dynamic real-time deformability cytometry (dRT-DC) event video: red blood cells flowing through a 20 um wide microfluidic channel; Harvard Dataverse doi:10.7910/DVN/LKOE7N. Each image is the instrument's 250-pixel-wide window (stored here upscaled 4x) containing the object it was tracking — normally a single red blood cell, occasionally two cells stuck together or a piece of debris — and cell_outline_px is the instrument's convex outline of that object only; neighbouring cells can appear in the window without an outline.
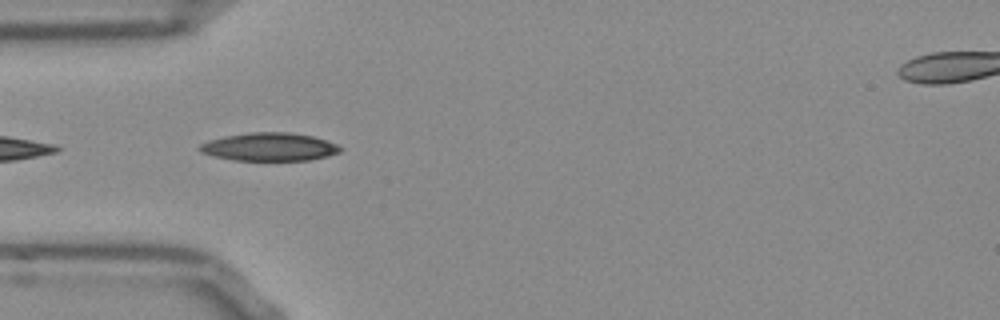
{"species": "Egyptian fruit bat (a non-hibernating species)", "species_latin": "Rousettus aegyptiacus", "temperature_condition": "room temperature", "stored_images_in_passage": 5, "camera_frame_rate_fps": 3000, "um_per_image_px": 0.085, "frame": {"image": 1, "passage_image": 2, "time_ms": 0.333, "image_size_px": [1000, 320], "cell_outline_px": [[340, 152], [328, 156], [308, 160], [232, 160], [212, 156], [200, 152], [196, 148], [200, 144], [208, 140], [224, 136], [252, 132], [288, 132], [312, 136], [336, 144], [340, 148]], "centroid_in_image_um": [22.82, 12.48], "position_along_channel_um": 62.2, "area_um2": 23.0}}